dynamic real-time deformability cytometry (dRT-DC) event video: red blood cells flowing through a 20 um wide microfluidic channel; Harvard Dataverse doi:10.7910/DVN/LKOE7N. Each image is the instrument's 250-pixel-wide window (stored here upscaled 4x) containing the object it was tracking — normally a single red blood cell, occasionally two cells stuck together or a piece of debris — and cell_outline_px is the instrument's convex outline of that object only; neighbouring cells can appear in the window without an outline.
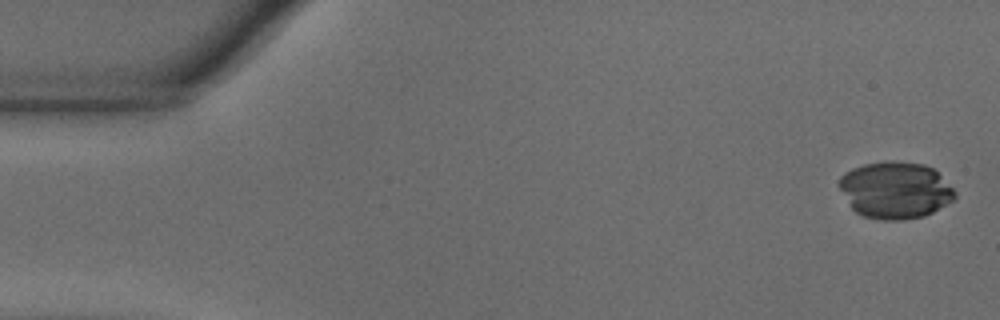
{"species": "common noctule bat (a hibernating species)", "species_latin": "Nyctalus noctula", "temperature_condition": "warm", "stored_images_in_passage": 7, "camera_frame_rate_fps": 3000, "um_per_image_px": 0.085, "animal": {"sex": "male", "body_mass_g": 18.8}, "frame": {"image": 1, "passage_image": 1, "time_ms": 0.0, "image_size_px": [1000, 320], "cell_outline_px": [[956, 196], [952, 200], [932, 212], [924, 216], [904, 220], [880, 220], [864, 216], [856, 212], [852, 208], [840, 188], [840, 176], [844, 172], [852, 168], [864, 164], [892, 160], [924, 164], [932, 168], [956, 192]], "centroid_in_image_um": [76.08, 16.16], "position_along_channel_um": 8.9, "area_um2": 38.03}}